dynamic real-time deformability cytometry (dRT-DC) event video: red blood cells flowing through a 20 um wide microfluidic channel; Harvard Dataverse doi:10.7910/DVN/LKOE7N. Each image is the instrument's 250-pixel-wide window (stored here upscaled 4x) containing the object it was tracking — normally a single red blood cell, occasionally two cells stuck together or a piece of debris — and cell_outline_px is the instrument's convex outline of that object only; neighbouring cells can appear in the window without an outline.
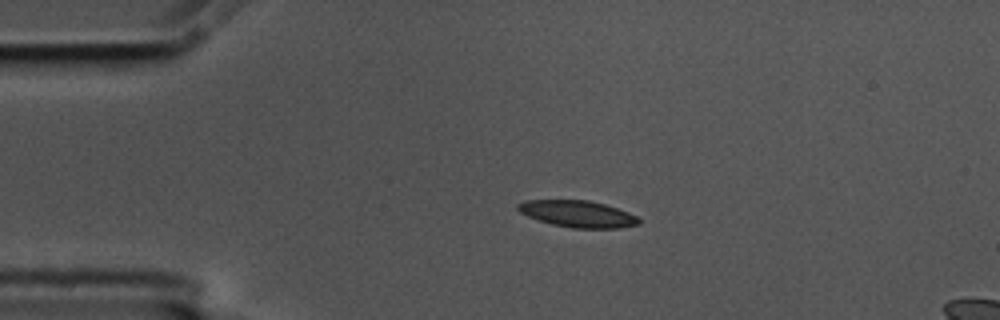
{"species": "common noctule bat (a hibernating species)", "species_latin": "Nyctalus noctula", "temperature_condition": "cold", "stored_images_in_passage": 36, "camera_frame_rate_fps": 3000, "um_per_image_px": 0.085, "animal": {"sex": "male", "body_mass_g": 17.5, "forearm_length_mm": 52.3}, "frame": {"image": 1, "passage_image": 1, "time_ms": 0.0, "image_size_px": [1000, 320], "cell_outline_px": [[640, 224], [616, 228], [572, 228], [552, 224], [528, 216], [520, 212], [516, 208], [516, 204], [524, 200], [588, 200], [604, 204], [628, 212], [636, 216], [640, 220]], "centroid_in_image_um": [49.08, 18.17], "position_along_channel_um": 35.9, "area_um2": 18.67}}
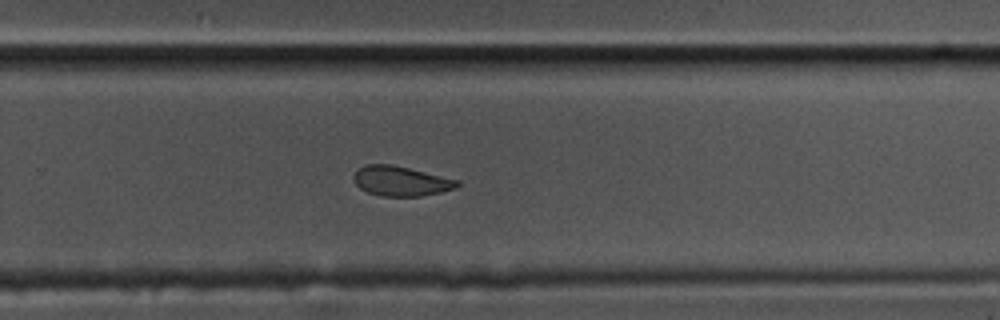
{"frame": {"image": 2, "passage_image": 26, "time_ms": 8.333, "image_size_px": [1000, 320], "cell_outline_px": [[460, 184], [456, 188], [440, 192], [420, 196], [380, 196], [368, 192], [360, 188], [356, 184], [356, 172], [360, 168], [368, 164], [392, 164], [460, 180]], "centroid_in_image_um": [34.13, 15.39], "position_along_channel_um": 295.7, "area_um2": 17.74}}
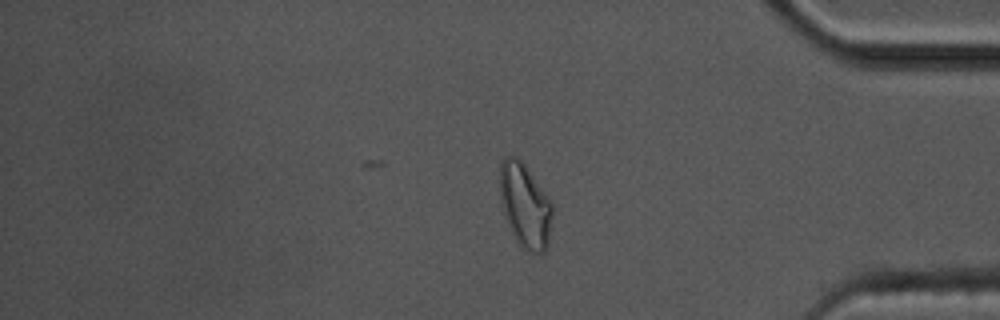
{"frame": {"image": 3, "passage_image": 36, "time_ms": 11.667, "image_size_px": [1000, 320], "cell_outline_px": [[552, 216], [548, 244], [544, 252], [528, 252], [516, 240], [504, 216], [500, 204], [500, 160], [504, 156], [516, 156], [524, 164], [544, 192], [552, 204]], "centroid_in_image_um": [44.6, 17.46], "position_along_channel_um": 390.6, "area_um2": 25.61}, "authors_computed_cell_mechanics": {"area_um2": 18.8717, "velocity_mm_per_s": 3.5335, "shape_relaxation_time_tau1_ms": 10.7267, "shape_relaxation_time_tau2_ms": 4.3929, "deformation_change_tau1": 0.2151, "deformation_change_tau2": 0.108}}